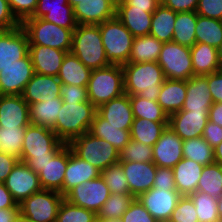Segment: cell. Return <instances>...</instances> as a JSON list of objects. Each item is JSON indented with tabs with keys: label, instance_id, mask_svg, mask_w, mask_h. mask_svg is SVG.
<instances>
[{
	"label": "cell",
	"instance_id": "7402d4cb",
	"mask_svg": "<svg viewBox=\"0 0 222 222\" xmlns=\"http://www.w3.org/2000/svg\"><path fill=\"white\" fill-rule=\"evenodd\" d=\"M69 145L65 144L38 173L42 189L63 195L64 173L68 164Z\"/></svg>",
	"mask_w": 222,
	"mask_h": 222
},
{
	"label": "cell",
	"instance_id": "5b68a950",
	"mask_svg": "<svg viewBox=\"0 0 222 222\" xmlns=\"http://www.w3.org/2000/svg\"><path fill=\"white\" fill-rule=\"evenodd\" d=\"M87 92L89 101L96 108L111 99L122 96L125 93L122 65L110 64L92 70Z\"/></svg>",
	"mask_w": 222,
	"mask_h": 222
},
{
	"label": "cell",
	"instance_id": "7bdbcfd3",
	"mask_svg": "<svg viewBox=\"0 0 222 222\" xmlns=\"http://www.w3.org/2000/svg\"><path fill=\"white\" fill-rule=\"evenodd\" d=\"M26 127H0V152L20 160Z\"/></svg>",
	"mask_w": 222,
	"mask_h": 222
},
{
	"label": "cell",
	"instance_id": "7a4b0ae2",
	"mask_svg": "<svg viewBox=\"0 0 222 222\" xmlns=\"http://www.w3.org/2000/svg\"><path fill=\"white\" fill-rule=\"evenodd\" d=\"M122 70L125 94L158 100L166 79L158 62L126 63L122 65Z\"/></svg>",
	"mask_w": 222,
	"mask_h": 222
},
{
	"label": "cell",
	"instance_id": "a7ac6f4b",
	"mask_svg": "<svg viewBox=\"0 0 222 222\" xmlns=\"http://www.w3.org/2000/svg\"><path fill=\"white\" fill-rule=\"evenodd\" d=\"M217 210L219 214V222H222V195L217 199Z\"/></svg>",
	"mask_w": 222,
	"mask_h": 222
},
{
	"label": "cell",
	"instance_id": "c3c4849f",
	"mask_svg": "<svg viewBox=\"0 0 222 222\" xmlns=\"http://www.w3.org/2000/svg\"><path fill=\"white\" fill-rule=\"evenodd\" d=\"M120 161L153 162L152 146L130 140L119 152Z\"/></svg>",
	"mask_w": 222,
	"mask_h": 222
},
{
	"label": "cell",
	"instance_id": "60d3db41",
	"mask_svg": "<svg viewBox=\"0 0 222 222\" xmlns=\"http://www.w3.org/2000/svg\"><path fill=\"white\" fill-rule=\"evenodd\" d=\"M182 150L183 158L191 159L203 166L215 163L213 148L202 136L184 140Z\"/></svg>",
	"mask_w": 222,
	"mask_h": 222
},
{
	"label": "cell",
	"instance_id": "30bf717a",
	"mask_svg": "<svg viewBox=\"0 0 222 222\" xmlns=\"http://www.w3.org/2000/svg\"><path fill=\"white\" fill-rule=\"evenodd\" d=\"M63 199L59 192L41 189L19 204V213L33 222H55Z\"/></svg>",
	"mask_w": 222,
	"mask_h": 222
},
{
	"label": "cell",
	"instance_id": "6125c7cd",
	"mask_svg": "<svg viewBox=\"0 0 222 222\" xmlns=\"http://www.w3.org/2000/svg\"><path fill=\"white\" fill-rule=\"evenodd\" d=\"M127 6H134V8L146 9V12H154L161 4V0H124Z\"/></svg>",
	"mask_w": 222,
	"mask_h": 222
},
{
	"label": "cell",
	"instance_id": "836d02e7",
	"mask_svg": "<svg viewBox=\"0 0 222 222\" xmlns=\"http://www.w3.org/2000/svg\"><path fill=\"white\" fill-rule=\"evenodd\" d=\"M177 12L160 4L153 12L149 35L162 43L172 42Z\"/></svg>",
	"mask_w": 222,
	"mask_h": 222
},
{
	"label": "cell",
	"instance_id": "52a82bcc",
	"mask_svg": "<svg viewBox=\"0 0 222 222\" xmlns=\"http://www.w3.org/2000/svg\"><path fill=\"white\" fill-rule=\"evenodd\" d=\"M98 25L109 63L117 65L128 63L135 37L116 16Z\"/></svg>",
	"mask_w": 222,
	"mask_h": 222
},
{
	"label": "cell",
	"instance_id": "753ad0ef",
	"mask_svg": "<svg viewBox=\"0 0 222 222\" xmlns=\"http://www.w3.org/2000/svg\"><path fill=\"white\" fill-rule=\"evenodd\" d=\"M80 2V0H68V3L72 6V7H74L77 3H79Z\"/></svg>",
	"mask_w": 222,
	"mask_h": 222
},
{
	"label": "cell",
	"instance_id": "44dd1931",
	"mask_svg": "<svg viewBox=\"0 0 222 222\" xmlns=\"http://www.w3.org/2000/svg\"><path fill=\"white\" fill-rule=\"evenodd\" d=\"M29 104L22 95H0V127L30 125Z\"/></svg>",
	"mask_w": 222,
	"mask_h": 222
},
{
	"label": "cell",
	"instance_id": "94428289",
	"mask_svg": "<svg viewBox=\"0 0 222 222\" xmlns=\"http://www.w3.org/2000/svg\"><path fill=\"white\" fill-rule=\"evenodd\" d=\"M19 160L16 157L0 152V183H3Z\"/></svg>",
	"mask_w": 222,
	"mask_h": 222
},
{
	"label": "cell",
	"instance_id": "003e7915",
	"mask_svg": "<svg viewBox=\"0 0 222 222\" xmlns=\"http://www.w3.org/2000/svg\"><path fill=\"white\" fill-rule=\"evenodd\" d=\"M214 160L216 164L222 166V142L213 148Z\"/></svg>",
	"mask_w": 222,
	"mask_h": 222
},
{
	"label": "cell",
	"instance_id": "681fc988",
	"mask_svg": "<svg viewBox=\"0 0 222 222\" xmlns=\"http://www.w3.org/2000/svg\"><path fill=\"white\" fill-rule=\"evenodd\" d=\"M168 222H199L195 205L189 196H182Z\"/></svg>",
	"mask_w": 222,
	"mask_h": 222
},
{
	"label": "cell",
	"instance_id": "e0dca14e",
	"mask_svg": "<svg viewBox=\"0 0 222 222\" xmlns=\"http://www.w3.org/2000/svg\"><path fill=\"white\" fill-rule=\"evenodd\" d=\"M183 140L169 126L152 146L153 163L156 166L173 168L183 159Z\"/></svg>",
	"mask_w": 222,
	"mask_h": 222
},
{
	"label": "cell",
	"instance_id": "34e18365",
	"mask_svg": "<svg viewBox=\"0 0 222 222\" xmlns=\"http://www.w3.org/2000/svg\"><path fill=\"white\" fill-rule=\"evenodd\" d=\"M115 1V3L117 4V3H120V2H122V1H124V0H114Z\"/></svg>",
	"mask_w": 222,
	"mask_h": 222
},
{
	"label": "cell",
	"instance_id": "d4e9b609",
	"mask_svg": "<svg viewBox=\"0 0 222 222\" xmlns=\"http://www.w3.org/2000/svg\"><path fill=\"white\" fill-rule=\"evenodd\" d=\"M68 52L42 45H29L34 73L57 76Z\"/></svg>",
	"mask_w": 222,
	"mask_h": 222
},
{
	"label": "cell",
	"instance_id": "f907efd6",
	"mask_svg": "<svg viewBox=\"0 0 222 222\" xmlns=\"http://www.w3.org/2000/svg\"><path fill=\"white\" fill-rule=\"evenodd\" d=\"M120 220L121 222H158L137 198L133 200Z\"/></svg>",
	"mask_w": 222,
	"mask_h": 222
},
{
	"label": "cell",
	"instance_id": "f6af8a7d",
	"mask_svg": "<svg viewBox=\"0 0 222 222\" xmlns=\"http://www.w3.org/2000/svg\"><path fill=\"white\" fill-rule=\"evenodd\" d=\"M189 197L195 205L199 222H219L217 199L201 191H196Z\"/></svg>",
	"mask_w": 222,
	"mask_h": 222
},
{
	"label": "cell",
	"instance_id": "1f68e13d",
	"mask_svg": "<svg viewBox=\"0 0 222 222\" xmlns=\"http://www.w3.org/2000/svg\"><path fill=\"white\" fill-rule=\"evenodd\" d=\"M91 73L92 70L86 67L75 55L68 52L57 77L62 84L87 86Z\"/></svg>",
	"mask_w": 222,
	"mask_h": 222
},
{
	"label": "cell",
	"instance_id": "9f6ffc18",
	"mask_svg": "<svg viewBox=\"0 0 222 222\" xmlns=\"http://www.w3.org/2000/svg\"><path fill=\"white\" fill-rule=\"evenodd\" d=\"M7 0H0V30H11L20 26Z\"/></svg>",
	"mask_w": 222,
	"mask_h": 222
},
{
	"label": "cell",
	"instance_id": "e7e4bbea",
	"mask_svg": "<svg viewBox=\"0 0 222 222\" xmlns=\"http://www.w3.org/2000/svg\"><path fill=\"white\" fill-rule=\"evenodd\" d=\"M211 122L222 127V103L216 102L209 109V119Z\"/></svg>",
	"mask_w": 222,
	"mask_h": 222
},
{
	"label": "cell",
	"instance_id": "d590c367",
	"mask_svg": "<svg viewBox=\"0 0 222 222\" xmlns=\"http://www.w3.org/2000/svg\"><path fill=\"white\" fill-rule=\"evenodd\" d=\"M163 43L151 35L134 38L128 63L157 62Z\"/></svg>",
	"mask_w": 222,
	"mask_h": 222
},
{
	"label": "cell",
	"instance_id": "9a60e30c",
	"mask_svg": "<svg viewBox=\"0 0 222 222\" xmlns=\"http://www.w3.org/2000/svg\"><path fill=\"white\" fill-rule=\"evenodd\" d=\"M28 53V37L21 25L11 30H0V71Z\"/></svg>",
	"mask_w": 222,
	"mask_h": 222
},
{
	"label": "cell",
	"instance_id": "cb8c5ba5",
	"mask_svg": "<svg viewBox=\"0 0 222 222\" xmlns=\"http://www.w3.org/2000/svg\"><path fill=\"white\" fill-rule=\"evenodd\" d=\"M97 113L107 120V124L120 127L123 130H131L134 116L130 95L124 93L118 98L111 99L99 106Z\"/></svg>",
	"mask_w": 222,
	"mask_h": 222
},
{
	"label": "cell",
	"instance_id": "ee69618b",
	"mask_svg": "<svg viewBox=\"0 0 222 222\" xmlns=\"http://www.w3.org/2000/svg\"><path fill=\"white\" fill-rule=\"evenodd\" d=\"M135 199L130 193L111 194L97 213V219H121Z\"/></svg>",
	"mask_w": 222,
	"mask_h": 222
},
{
	"label": "cell",
	"instance_id": "bcb514c9",
	"mask_svg": "<svg viewBox=\"0 0 222 222\" xmlns=\"http://www.w3.org/2000/svg\"><path fill=\"white\" fill-rule=\"evenodd\" d=\"M97 214L83 207L75 206L66 199L61 202L55 222H96Z\"/></svg>",
	"mask_w": 222,
	"mask_h": 222
},
{
	"label": "cell",
	"instance_id": "ba28073f",
	"mask_svg": "<svg viewBox=\"0 0 222 222\" xmlns=\"http://www.w3.org/2000/svg\"><path fill=\"white\" fill-rule=\"evenodd\" d=\"M68 145L78 157L95 166L100 172L120 161L119 151L111 143L89 132L73 139Z\"/></svg>",
	"mask_w": 222,
	"mask_h": 222
},
{
	"label": "cell",
	"instance_id": "484cf974",
	"mask_svg": "<svg viewBox=\"0 0 222 222\" xmlns=\"http://www.w3.org/2000/svg\"><path fill=\"white\" fill-rule=\"evenodd\" d=\"M101 172L89 162L78 157L69 146L68 164L64 173L63 196L75 186L98 178Z\"/></svg>",
	"mask_w": 222,
	"mask_h": 222
},
{
	"label": "cell",
	"instance_id": "4fadbf2b",
	"mask_svg": "<svg viewBox=\"0 0 222 222\" xmlns=\"http://www.w3.org/2000/svg\"><path fill=\"white\" fill-rule=\"evenodd\" d=\"M181 197L177 190L152 188L137 199L158 222H168Z\"/></svg>",
	"mask_w": 222,
	"mask_h": 222
},
{
	"label": "cell",
	"instance_id": "f35d334b",
	"mask_svg": "<svg viewBox=\"0 0 222 222\" xmlns=\"http://www.w3.org/2000/svg\"><path fill=\"white\" fill-rule=\"evenodd\" d=\"M196 42L218 48L222 43V20L206 18L197 14Z\"/></svg>",
	"mask_w": 222,
	"mask_h": 222
},
{
	"label": "cell",
	"instance_id": "603a6c76",
	"mask_svg": "<svg viewBox=\"0 0 222 222\" xmlns=\"http://www.w3.org/2000/svg\"><path fill=\"white\" fill-rule=\"evenodd\" d=\"M61 84L57 76L34 73L26 84L22 97L29 105L53 98H61Z\"/></svg>",
	"mask_w": 222,
	"mask_h": 222
},
{
	"label": "cell",
	"instance_id": "e575fe53",
	"mask_svg": "<svg viewBox=\"0 0 222 222\" xmlns=\"http://www.w3.org/2000/svg\"><path fill=\"white\" fill-rule=\"evenodd\" d=\"M61 98L35 102L29 105L30 123L32 125L53 128L62 107Z\"/></svg>",
	"mask_w": 222,
	"mask_h": 222
},
{
	"label": "cell",
	"instance_id": "ac0fdd59",
	"mask_svg": "<svg viewBox=\"0 0 222 222\" xmlns=\"http://www.w3.org/2000/svg\"><path fill=\"white\" fill-rule=\"evenodd\" d=\"M73 12L78 25H98L115 17L116 3L114 0H80Z\"/></svg>",
	"mask_w": 222,
	"mask_h": 222
},
{
	"label": "cell",
	"instance_id": "8c879c8a",
	"mask_svg": "<svg viewBox=\"0 0 222 222\" xmlns=\"http://www.w3.org/2000/svg\"><path fill=\"white\" fill-rule=\"evenodd\" d=\"M96 222H121V220L120 219H109V220L97 219Z\"/></svg>",
	"mask_w": 222,
	"mask_h": 222
},
{
	"label": "cell",
	"instance_id": "f546056e",
	"mask_svg": "<svg viewBox=\"0 0 222 222\" xmlns=\"http://www.w3.org/2000/svg\"><path fill=\"white\" fill-rule=\"evenodd\" d=\"M187 92V81L165 79L159 92L157 102L162 109L171 115L182 110Z\"/></svg>",
	"mask_w": 222,
	"mask_h": 222
},
{
	"label": "cell",
	"instance_id": "d6a6232c",
	"mask_svg": "<svg viewBox=\"0 0 222 222\" xmlns=\"http://www.w3.org/2000/svg\"><path fill=\"white\" fill-rule=\"evenodd\" d=\"M88 132L95 137L105 139L119 152L131 140L130 130H123L120 127L107 124V120L103 119L97 112L94 115Z\"/></svg>",
	"mask_w": 222,
	"mask_h": 222
},
{
	"label": "cell",
	"instance_id": "83f0119b",
	"mask_svg": "<svg viewBox=\"0 0 222 222\" xmlns=\"http://www.w3.org/2000/svg\"><path fill=\"white\" fill-rule=\"evenodd\" d=\"M212 105L213 99L208 86V75L189 78L182 110L209 111Z\"/></svg>",
	"mask_w": 222,
	"mask_h": 222
},
{
	"label": "cell",
	"instance_id": "f5cc1de1",
	"mask_svg": "<svg viewBox=\"0 0 222 222\" xmlns=\"http://www.w3.org/2000/svg\"><path fill=\"white\" fill-rule=\"evenodd\" d=\"M60 93H61V99L63 102L89 101L87 86L61 84Z\"/></svg>",
	"mask_w": 222,
	"mask_h": 222
},
{
	"label": "cell",
	"instance_id": "89a4df30",
	"mask_svg": "<svg viewBox=\"0 0 222 222\" xmlns=\"http://www.w3.org/2000/svg\"><path fill=\"white\" fill-rule=\"evenodd\" d=\"M15 222H33V221L30 220L29 218L24 217L23 215H21L19 213V215L17 216Z\"/></svg>",
	"mask_w": 222,
	"mask_h": 222
},
{
	"label": "cell",
	"instance_id": "ffe728a7",
	"mask_svg": "<svg viewBox=\"0 0 222 222\" xmlns=\"http://www.w3.org/2000/svg\"><path fill=\"white\" fill-rule=\"evenodd\" d=\"M30 18H42L66 29H76L78 25L68 0H38L37 8Z\"/></svg>",
	"mask_w": 222,
	"mask_h": 222
},
{
	"label": "cell",
	"instance_id": "277c9868",
	"mask_svg": "<svg viewBox=\"0 0 222 222\" xmlns=\"http://www.w3.org/2000/svg\"><path fill=\"white\" fill-rule=\"evenodd\" d=\"M90 70L109 66L99 25H77L73 31L70 51Z\"/></svg>",
	"mask_w": 222,
	"mask_h": 222
},
{
	"label": "cell",
	"instance_id": "680465c9",
	"mask_svg": "<svg viewBox=\"0 0 222 222\" xmlns=\"http://www.w3.org/2000/svg\"><path fill=\"white\" fill-rule=\"evenodd\" d=\"M208 86L213 103H222V70L208 74Z\"/></svg>",
	"mask_w": 222,
	"mask_h": 222
},
{
	"label": "cell",
	"instance_id": "6da1fadb",
	"mask_svg": "<svg viewBox=\"0 0 222 222\" xmlns=\"http://www.w3.org/2000/svg\"><path fill=\"white\" fill-rule=\"evenodd\" d=\"M64 145L51 128L30 124L26 127L19 161L38 174Z\"/></svg>",
	"mask_w": 222,
	"mask_h": 222
},
{
	"label": "cell",
	"instance_id": "03108f58",
	"mask_svg": "<svg viewBox=\"0 0 222 222\" xmlns=\"http://www.w3.org/2000/svg\"><path fill=\"white\" fill-rule=\"evenodd\" d=\"M19 215V208L1 209L0 222H15Z\"/></svg>",
	"mask_w": 222,
	"mask_h": 222
},
{
	"label": "cell",
	"instance_id": "f1b7e54d",
	"mask_svg": "<svg viewBox=\"0 0 222 222\" xmlns=\"http://www.w3.org/2000/svg\"><path fill=\"white\" fill-rule=\"evenodd\" d=\"M203 167L196 161L183 158L172 168L176 190L182 196H189L197 191Z\"/></svg>",
	"mask_w": 222,
	"mask_h": 222
},
{
	"label": "cell",
	"instance_id": "8fae6325",
	"mask_svg": "<svg viewBox=\"0 0 222 222\" xmlns=\"http://www.w3.org/2000/svg\"><path fill=\"white\" fill-rule=\"evenodd\" d=\"M110 195L111 192L100 175L96 179L75 186L64 196V199L97 214Z\"/></svg>",
	"mask_w": 222,
	"mask_h": 222
},
{
	"label": "cell",
	"instance_id": "ab89813d",
	"mask_svg": "<svg viewBox=\"0 0 222 222\" xmlns=\"http://www.w3.org/2000/svg\"><path fill=\"white\" fill-rule=\"evenodd\" d=\"M133 116L155 122H168L169 116L160 104L154 100L142 98L139 95H130Z\"/></svg>",
	"mask_w": 222,
	"mask_h": 222
},
{
	"label": "cell",
	"instance_id": "74e56055",
	"mask_svg": "<svg viewBox=\"0 0 222 222\" xmlns=\"http://www.w3.org/2000/svg\"><path fill=\"white\" fill-rule=\"evenodd\" d=\"M196 11L177 12L172 41L182 46L192 47L196 43Z\"/></svg>",
	"mask_w": 222,
	"mask_h": 222
},
{
	"label": "cell",
	"instance_id": "d6986e66",
	"mask_svg": "<svg viewBox=\"0 0 222 222\" xmlns=\"http://www.w3.org/2000/svg\"><path fill=\"white\" fill-rule=\"evenodd\" d=\"M126 176L130 194L137 198L153 188L157 166L153 162L119 161Z\"/></svg>",
	"mask_w": 222,
	"mask_h": 222
},
{
	"label": "cell",
	"instance_id": "7dc6e473",
	"mask_svg": "<svg viewBox=\"0 0 222 222\" xmlns=\"http://www.w3.org/2000/svg\"><path fill=\"white\" fill-rule=\"evenodd\" d=\"M101 177L111 194L130 193L128 182L120 162L110 165L101 172Z\"/></svg>",
	"mask_w": 222,
	"mask_h": 222
},
{
	"label": "cell",
	"instance_id": "8d00e7d4",
	"mask_svg": "<svg viewBox=\"0 0 222 222\" xmlns=\"http://www.w3.org/2000/svg\"><path fill=\"white\" fill-rule=\"evenodd\" d=\"M168 126V122H155L143 118L133 119L130 130L131 139L153 146Z\"/></svg>",
	"mask_w": 222,
	"mask_h": 222
},
{
	"label": "cell",
	"instance_id": "4316f807",
	"mask_svg": "<svg viewBox=\"0 0 222 222\" xmlns=\"http://www.w3.org/2000/svg\"><path fill=\"white\" fill-rule=\"evenodd\" d=\"M153 12L127 6L123 1L116 4V17L134 37L149 35Z\"/></svg>",
	"mask_w": 222,
	"mask_h": 222
},
{
	"label": "cell",
	"instance_id": "2644e50d",
	"mask_svg": "<svg viewBox=\"0 0 222 222\" xmlns=\"http://www.w3.org/2000/svg\"><path fill=\"white\" fill-rule=\"evenodd\" d=\"M217 51H218V59H219L220 68L222 70V43L217 48Z\"/></svg>",
	"mask_w": 222,
	"mask_h": 222
},
{
	"label": "cell",
	"instance_id": "3957f363",
	"mask_svg": "<svg viewBox=\"0 0 222 222\" xmlns=\"http://www.w3.org/2000/svg\"><path fill=\"white\" fill-rule=\"evenodd\" d=\"M97 108L90 102H63L52 130L58 139L69 144L89 131Z\"/></svg>",
	"mask_w": 222,
	"mask_h": 222
},
{
	"label": "cell",
	"instance_id": "4dcf8cb0",
	"mask_svg": "<svg viewBox=\"0 0 222 222\" xmlns=\"http://www.w3.org/2000/svg\"><path fill=\"white\" fill-rule=\"evenodd\" d=\"M194 76L208 75L221 70L217 48L196 42L190 47Z\"/></svg>",
	"mask_w": 222,
	"mask_h": 222
},
{
	"label": "cell",
	"instance_id": "7c38bea8",
	"mask_svg": "<svg viewBox=\"0 0 222 222\" xmlns=\"http://www.w3.org/2000/svg\"><path fill=\"white\" fill-rule=\"evenodd\" d=\"M33 75L34 68L29 53L16 63L1 68L0 95H22Z\"/></svg>",
	"mask_w": 222,
	"mask_h": 222
},
{
	"label": "cell",
	"instance_id": "816d5d0a",
	"mask_svg": "<svg viewBox=\"0 0 222 222\" xmlns=\"http://www.w3.org/2000/svg\"><path fill=\"white\" fill-rule=\"evenodd\" d=\"M12 13L16 19L22 23L25 19L33 16L38 0H7Z\"/></svg>",
	"mask_w": 222,
	"mask_h": 222
},
{
	"label": "cell",
	"instance_id": "91938a15",
	"mask_svg": "<svg viewBox=\"0 0 222 222\" xmlns=\"http://www.w3.org/2000/svg\"><path fill=\"white\" fill-rule=\"evenodd\" d=\"M199 0H161V4L175 12L196 11Z\"/></svg>",
	"mask_w": 222,
	"mask_h": 222
},
{
	"label": "cell",
	"instance_id": "2e32d148",
	"mask_svg": "<svg viewBox=\"0 0 222 222\" xmlns=\"http://www.w3.org/2000/svg\"><path fill=\"white\" fill-rule=\"evenodd\" d=\"M208 119L209 111L180 110L169 115L168 126L184 141L201 137Z\"/></svg>",
	"mask_w": 222,
	"mask_h": 222
},
{
	"label": "cell",
	"instance_id": "5bb4252c",
	"mask_svg": "<svg viewBox=\"0 0 222 222\" xmlns=\"http://www.w3.org/2000/svg\"><path fill=\"white\" fill-rule=\"evenodd\" d=\"M3 183L18 205L42 189L38 174L21 161L16 163Z\"/></svg>",
	"mask_w": 222,
	"mask_h": 222
},
{
	"label": "cell",
	"instance_id": "6f0895ef",
	"mask_svg": "<svg viewBox=\"0 0 222 222\" xmlns=\"http://www.w3.org/2000/svg\"><path fill=\"white\" fill-rule=\"evenodd\" d=\"M202 137L214 148L222 142V127L208 120Z\"/></svg>",
	"mask_w": 222,
	"mask_h": 222
},
{
	"label": "cell",
	"instance_id": "b9f144b4",
	"mask_svg": "<svg viewBox=\"0 0 222 222\" xmlns=\"http://www.w3.org/2000/svg\"><path fill=\"white\" fill-rule=\"evenodd\" d=\"M197 191L218 199L222 195V166L216 163L205 165L197 184Z\"/></svg>",
	"mask_w": 222,
	"mask_h": 222
},
{
	"label": "cell",
	"instance_id": "8992f818",
	"mask_svg": "<svg viewBox=\"0 0 222 222\" xmlns=\"http://www.w3.org/2000/svg\"><path fill=\"white\" fill-rule=\"evenodd\" d=\"M21 26L26 32L29 45H42L70 52L75 29H66L42 18H27Z\"/></svg>",
	"mask_w": 222,
	"mask_h": 222
},
{
	"label": "cell",
	"instance_id": "9c48e42d",
	"mask_svg": "<svg viewBox=\"0 0 222 222\" xmlns=\"http://www.w3.org/2000/svg\"><path fill=\"white\" fill-rule=\"evenodd\" d=\"M157 62L166 79L187 81L194 76L190 47L173 41L163 43Z\"/></svg>",
	"mask_w": 222,
	"mask_h": 222
},
{
	"label": "cell",
	"instance_id": "db71d44e",
	"mask_svg": "<svg viewBox=\"0 0 222 222\" xmlns=\"http://www.w3.org/2000/svg\"><path fill=\"white\" fill-rule=\"evenodd\" d=\"M196 13L206 18L222 20V0H199Z\"/></svg>",
	"mask_w": 222,
	"mask_h": 222
},
{
	"label": "cell",
	"instance_id": "be15d7a7",
	"mask_svg": "<svg viewBox=\"0 0 222 222\" xmlns=\"http://www.w3.org/2000/svg\"><path fill=\"white\" fill-rule=\"evenodd\" d=\"M11 208H19V205L5 187L4 183H0V210Z\"/></svg>",
	"mask_w": 222,
	"mask_h": 222
},
{
	"label": "cell",
	"instance_id": "11a10c76",
	"mask_svg": "<svg viewBox=\"0 0 222 222\" xmlns=\"http://www.w3.org/2000/svg\"><path fill=\"white\" fill-rule=\"evenodd\" d=\"M153 188L176 190L173 170L157 166Z\"/></svg>",
	"mask_w": 222,
	"mask_h": 222
}]
</instances>
